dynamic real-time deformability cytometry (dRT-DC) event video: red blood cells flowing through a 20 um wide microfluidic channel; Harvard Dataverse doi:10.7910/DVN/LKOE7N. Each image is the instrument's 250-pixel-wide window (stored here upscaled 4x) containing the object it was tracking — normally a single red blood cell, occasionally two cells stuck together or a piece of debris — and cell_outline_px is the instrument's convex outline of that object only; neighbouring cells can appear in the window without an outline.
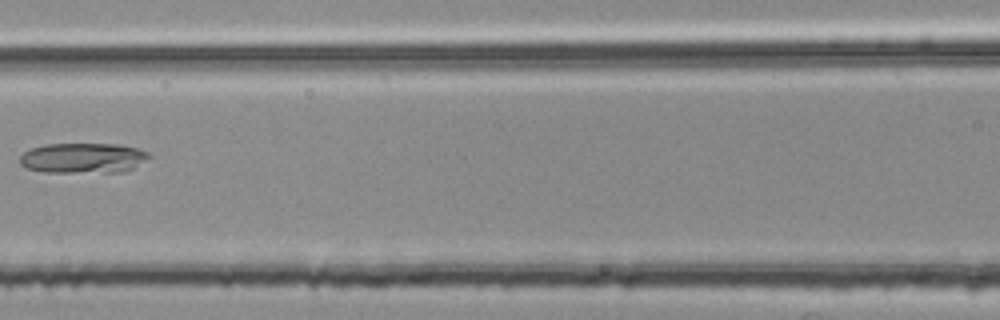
{"species": "common noctule bat (a hibernating species)", "species_latin": "Nyctalus noctula", "temperature_condition": "room temperature", "stored_images_in_passage": 5, "camera_frame_rate_fps": 3000, "um_per_image_px": 0.085, "animal": {"sex": "female", "body_mass_g": 25.1}, "frame": {"image": 1, "passage_image": 5, "time_ms": 1.333, "image_size_px": [1000, 320], "cell_outline_px": [[152, 156], [132, 168], [124, 172], [44, 172], [28, 168], [20, 164], [20, 156], [24, 152], [32, 148], [44, 144], [120, 144], [136, 148], [148, 152]], "centroid_in_image_um": [7.06, 13.43], "position_along_channel_um": 159.5, "area_um2": 22.72}}